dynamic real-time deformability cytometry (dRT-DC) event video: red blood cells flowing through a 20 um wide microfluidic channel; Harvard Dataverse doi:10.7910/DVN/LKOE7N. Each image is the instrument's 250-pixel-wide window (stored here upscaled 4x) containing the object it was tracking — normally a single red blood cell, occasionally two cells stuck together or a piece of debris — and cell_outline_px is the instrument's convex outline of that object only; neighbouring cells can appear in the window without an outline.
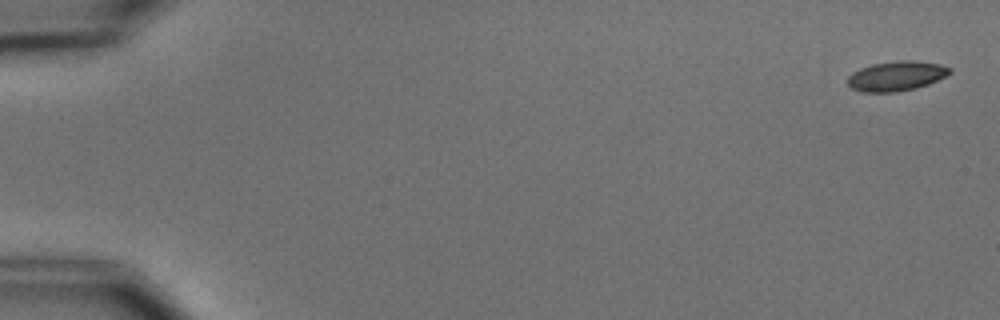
{"species": "common noctule bat (a hibernating species)", "species_latin": "Nyctalus noctula", "temperature_condition": "cold", "stored_images_in_passage": 7, "camera_frame_rate_fps": 3000, "um_per_image_px": 0.085, "animal": {"sex": "male", "body_mass_g": 15.6}, "frame": {"image": 1, "passage_image": 1, "time_ms": 0.0, "image_size_px": [1000, 320], "cell_outline_px": [[952, 72], [928, 84], [916, 88], [896, 92], [864, 92], [852, 88], [848, 84], [848, 76], [852, 72], [860, 68], [872, 64], [900, 60], [916, 60], [940, 64], [952, 68]], "centroid_in_image_um": [76.2, 6.45], "position_along_channel_um": 8.8, "area_um2": 17.69}}
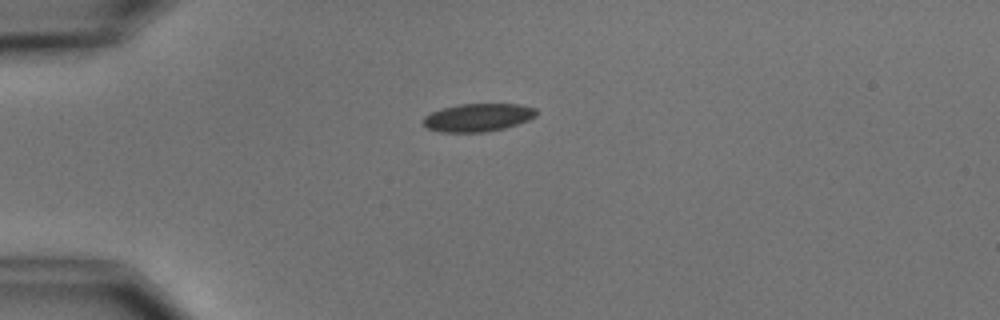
{"frame": {"image": 2, "passage_image": 5, "time_ms": 4.333, "image_size_px": [1000, 320], "cell_outline_px": [[536, 116], [528, 120], [504, 128], [484, 132], [440, 132], [428, 128], [424, 124], [424, 116], [440, 108], [460, 104], [520, 104], [536, 108]], "centroid_in_image_um": [40.62, 9.98], "position_along_channel_um": 44.4, "area_um2": 18.38}}